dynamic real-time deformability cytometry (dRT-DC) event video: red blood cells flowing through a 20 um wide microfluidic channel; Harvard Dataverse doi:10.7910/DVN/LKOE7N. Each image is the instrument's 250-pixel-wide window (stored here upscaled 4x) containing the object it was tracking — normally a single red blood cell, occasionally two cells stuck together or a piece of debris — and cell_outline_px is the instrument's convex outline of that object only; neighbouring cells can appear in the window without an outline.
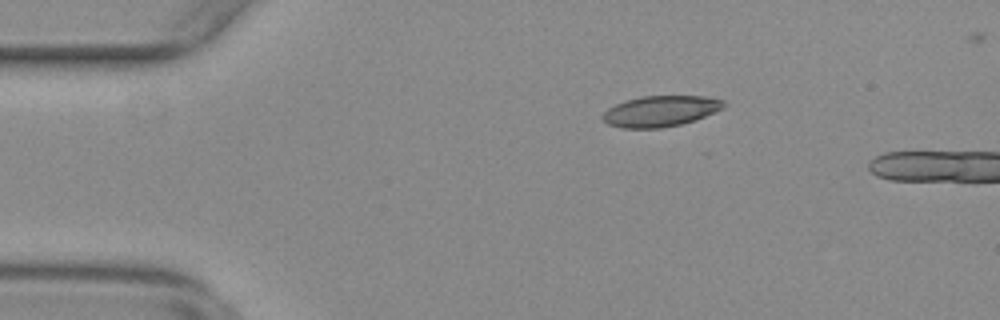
{"species": "common noctule bat (a hibernating species)", "species_latin": "Nyctalus noctula", "temperature_condition": "warm", "stored_images_in_passage": 10, "camera_frame_rate_fps": 3000, "um_per_image_px": 0.085, "animal": {"sex": "female", "body_mass_g": 29.2, "forearm_length_mm": 56.3}, "frame": {"image": 1, "passage_image": 7, "time_ms": 2.0, "image_size_px": [1000, 320], "cell_outline_px": [[724, 108], [696, 120], [680, 124], [660, 128], [620, 128], [608, 124], [600, 116], [608, 108], [624, 100], [640, 96], [704, 96], [724, 100]], "centroid_in_image_um": [56.12, 9.44], "position_along_channel_um": 28.9, "area_um2": 21.85}}